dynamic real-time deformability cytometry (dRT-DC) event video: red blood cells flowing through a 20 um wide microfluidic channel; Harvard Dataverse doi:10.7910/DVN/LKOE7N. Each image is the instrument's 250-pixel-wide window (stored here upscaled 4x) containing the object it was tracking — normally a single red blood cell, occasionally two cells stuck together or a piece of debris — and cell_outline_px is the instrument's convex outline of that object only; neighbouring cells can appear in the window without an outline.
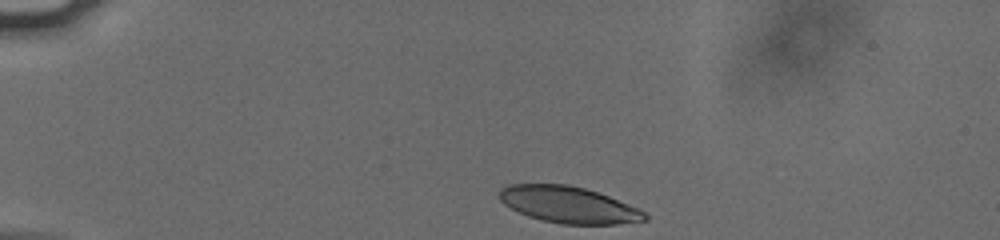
{"species": "human", "species_latin": "Homo sapiens", "temperature_condition": "cold", "stored_images_in_passage": 36, "camera_frame_rate_fps": 3000, "um_per_image_px": 0.085, "donor": {"sex": "male"}, "frame": {"image": 1, "passage_image": 1, "time_ms": 0.0, "image_size_px": [1000, 240], "cell_outline_px": [[648, 220], [616, 224], [560, 224], [528, 216], [504, 204], [500, 200], [500, 188], [512, 184], [568, 184], [584, 188], [608, 196], [640, 208], [648, 216]], "centroid_in_image_um": [48.36, 17.4], "position_along_channel_um": 36.6, "area_um2": 30.75}}
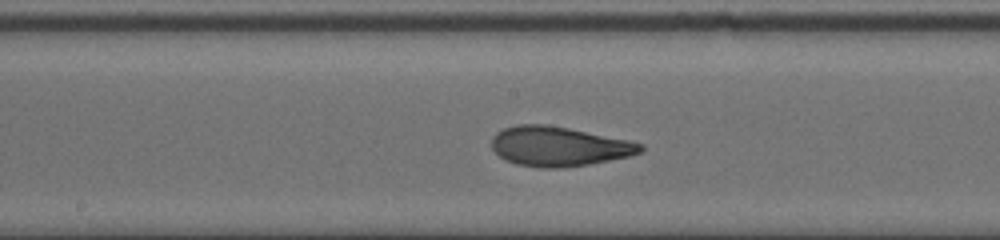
{"frame": {"image": 2, "passage_image": 19, "time_ms": 6.0, "image_size_px": [1000, 240], "cell_outline_px": [[644, 148], [640, 152], [632, 156], [588, 164], [560, 168], [540, 168], [516, 164], [504, 160], [492, 148], [492, 136], [496, 132], [504, 128], [516, 124], [548, 124], [628, 140], [644, 144]], "centroid_in_image_um": [47.48, 12.44], "position_along_channel_um": 200.7, "area_um2": 34.45}}
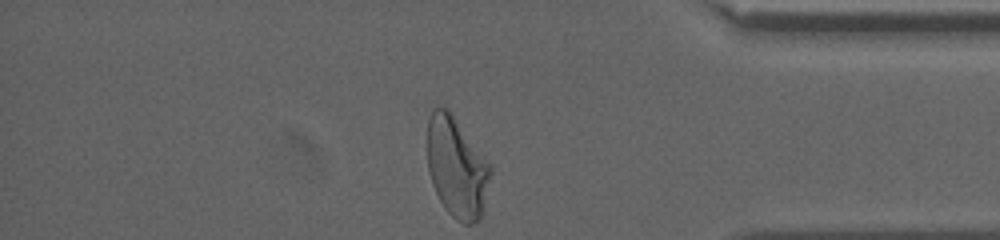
{"frame": {"image": 3, "passage_image": 36, "time_ms": 11.667, "image_size_px": [1000, 240], "cell_outline_px": [[492, 172], [484, 212], [480, 220], [472, 224], [464, 224], [456, 220], [444, 208], [432, 184], [428, 172], [428, 120], [432, 108], [448, 108], [492, 168]], "centroid_in_image_um": [38.84, 14.28], "position_along_channel_um": 396.4, "area_um2": 36.99}, "authors_computed_cell_mechanics": {"area_um2": 33.4951, "velocity_mm_per_s": 3.7868, "shape_relaxation_time_tau1_ms": 4.4015, "shape_relaxation_time_tau2_ms": 1.2698, "deformation_change_tau1": 0.1848, "deformation_change_tau2": 0.08}}